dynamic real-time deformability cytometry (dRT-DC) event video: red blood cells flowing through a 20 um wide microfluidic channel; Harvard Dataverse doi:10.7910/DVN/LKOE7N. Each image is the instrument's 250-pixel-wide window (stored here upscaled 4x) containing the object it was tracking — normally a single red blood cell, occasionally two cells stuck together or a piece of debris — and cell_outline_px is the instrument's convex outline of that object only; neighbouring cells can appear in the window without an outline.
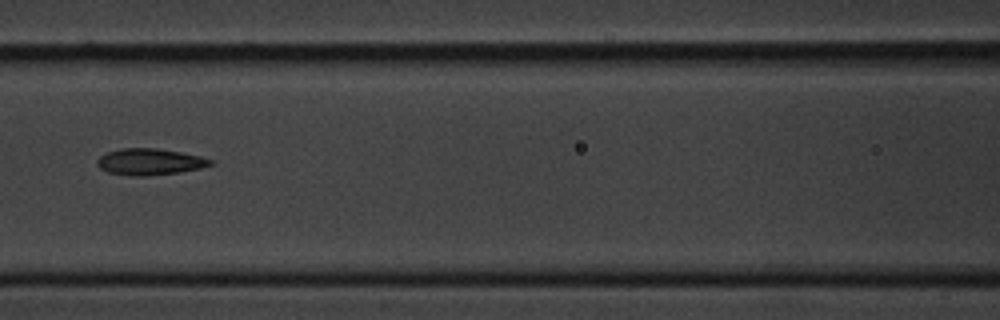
{"species": "common noctule bat (a hibernating species)", "species_latin": "Nyctalus noctula", "temperature_condition": "cold", "stored_images_in_passage": 15, "camera_frame_rate_fps": 3000, "um_per_image_px": 0.085, "animal": {"sex": "male", "body_mass_g": 20.1, "forearm_length_mm": 53.5}, "frame": {"image": 1, "passage_image": 7, "time_ms": 7.667, "image_size_px": [1000, 320], "cell_outline_px": [[216, 164], [200, 168], [180, 172], [148, 176], [132, 176], [108, 172], [100, 168], [96, 164], [96, 160], [100, 156], [108, 152], [120, 148], [156, 148], [180, 152], [200, 156], [212, 160]], "centroid_in_image_um": [12.73, 13.75], "position_along_channel_um": 153.9, "area_um2": 17.51}}
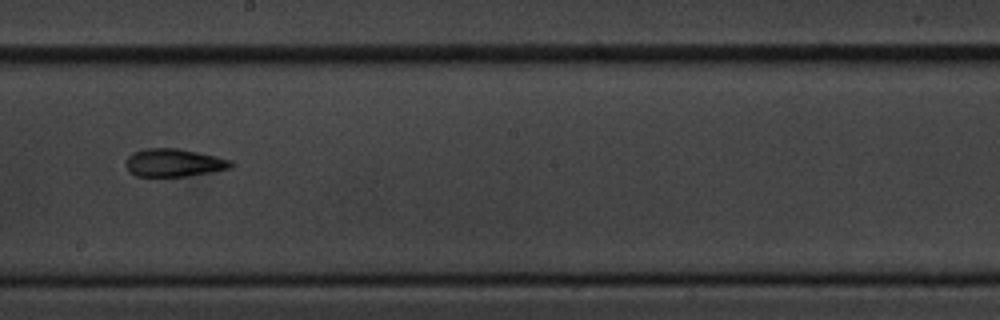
{"frame": {"image": 2, "passage_image": 9, "time_ms": 10.0, "image_size_px": [1000, 320], "cell_outline_px": [[232, 168], [212, 172], [188, 176], [136, 176], [128, 172], [124, 164], [128, 156], [132, 152], [144, 148], [176, 148], [216, 156], [232, 160]], "centroid_in_image_um": [14.74, 13.83], "position_along_channel_um": 233.5, "area_um2": 17.28}}
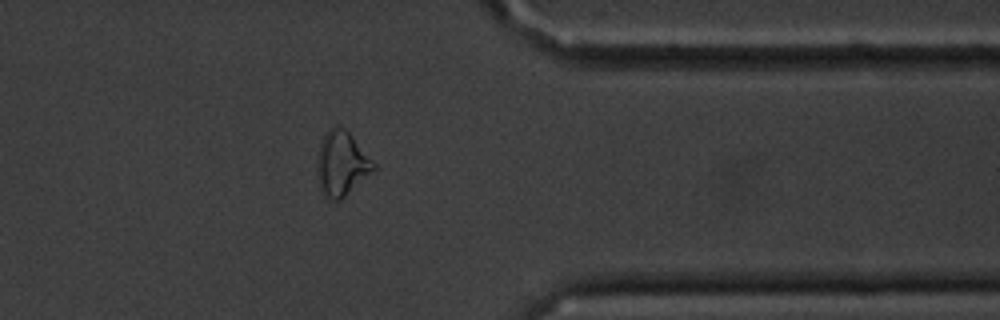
{"frame": {"image": 3, "passage_image": 13, "time_ms": 14.667, "image_size_px": [1000, 320], "cell_outline_px": [[376, 168], [340, 200], [332, 200], [320, 192], [316, 168], [316, 160], [320, 144], [324, 136], [332, 124], [336, 124], [344, 128], [352, 136], [376, 164]], "centroid_in_image_um": [29.0, 13.89], "position_along_channel_um": 382.4, "area_um2": 21.15}, "authors_computed_cell_mechanics": {"area_um2": 17.8024, "velocity_mm_per_s": 3.4168, "shape_relaxation_time_tau1_ms": 5.2068, "shape_relaxation_time_tau2_ms": 4.3263, "deformation_change_tau1": 0.1233, "deformation_change_tau2": 0.1388}}